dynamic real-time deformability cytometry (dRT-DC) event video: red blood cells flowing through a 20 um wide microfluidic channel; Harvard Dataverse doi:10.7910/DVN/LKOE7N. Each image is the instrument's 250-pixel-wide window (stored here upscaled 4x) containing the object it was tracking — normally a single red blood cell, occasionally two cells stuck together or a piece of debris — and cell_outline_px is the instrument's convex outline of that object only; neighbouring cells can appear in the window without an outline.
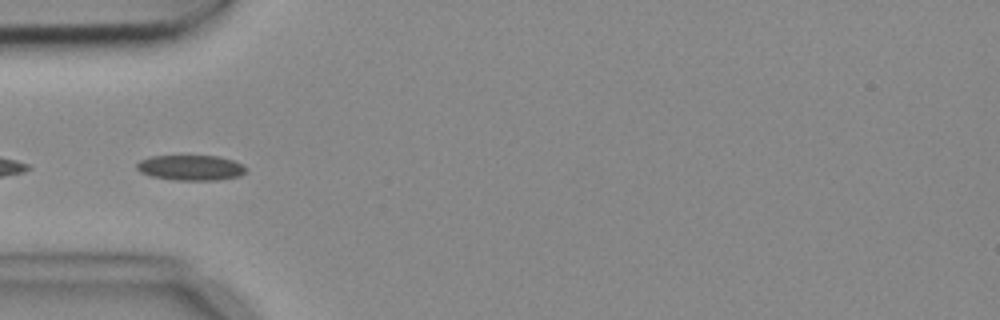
{"species": "common noctule bat (a hibernating species)", "species_latin": "Nyctalus noctula", "temperature_condition": "cold", "stored_images_in_passage": 5, "camera_frame_rate_fps": 3000, "um_per_image_px": 0.085, "animal": {"sex": "female", "body_mass_g": 18.4}, "frame": {"image": 1, "passage_image": 3, "time_ms": 0.667, "image_size_px": [1000, 320], "cell_outline_px": [[248, 168], [240, 176], [216, 180], [176, 180], [152, 176], [140, 172], [136, 168], [136, 164], [140, 160], [152, 156], [220, 156], [232, 160]], "centroid_in_image_um": [16.21, 14.25], "position_along_channel_um": 68.8, "area_um2": 16.01}}
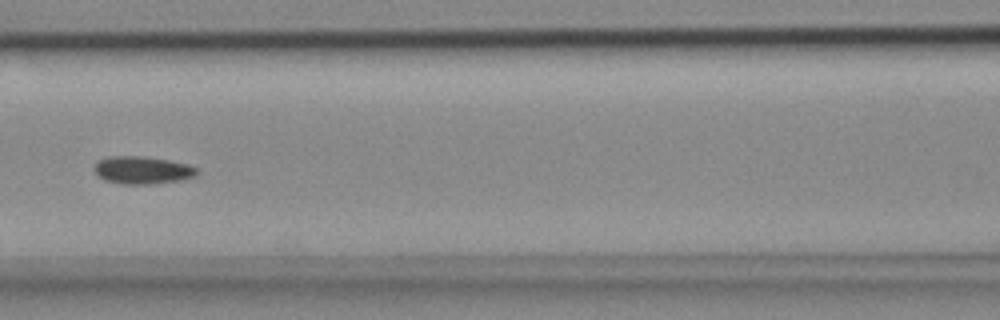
{"frame": {"image": 2, "passage_image": 5, "time_ms": 1.333, "image_size_px": [1000, 320], "cell_outline_px": [[196, 176], [180, 180], [152, 184], [124, 184], [104, 180], [92, 168], [100, 160], [108, 156], [140, 156], [168, 160], [188, 164], [196, 168]], "centroid_in_image_um": [12.09, 14.46], "position_along_channel_um": 154.5, "area_um2": 16.36}}